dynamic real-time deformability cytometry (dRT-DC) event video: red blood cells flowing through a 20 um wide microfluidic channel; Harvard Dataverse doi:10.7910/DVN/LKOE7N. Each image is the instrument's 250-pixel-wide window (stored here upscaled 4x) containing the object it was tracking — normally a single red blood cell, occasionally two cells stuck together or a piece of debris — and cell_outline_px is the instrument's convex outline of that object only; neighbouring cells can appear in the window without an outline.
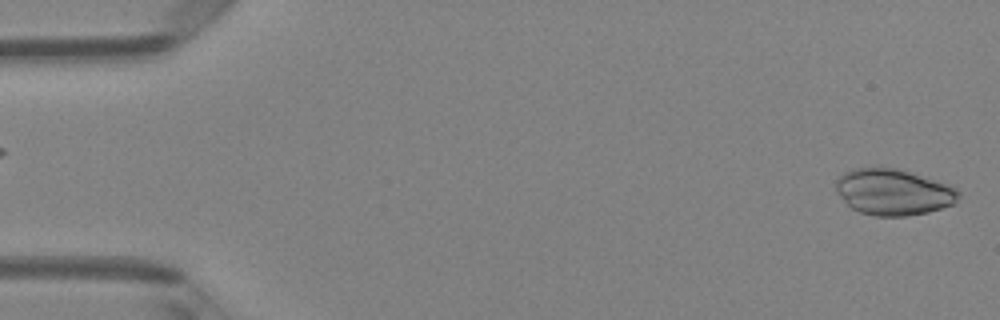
{"species": "Egyptian fruit bat (a non-hibernating species)", "species_latin": "Rousettus aegyptiacus", "temperature_condition": "room temperature", "stored_images_in_passage": 2, "camera_frame_rate_fps": 3000, "um_per_image_px": 0.085, "animal": {"sex": "female"}, "frame": {"image": 1, "passage_image": 2, "time_ms": 0.333, "image_size_px": [1000, 320], "cell_outline_px": [[960, 196], [956, 204], [928, 212], [908, 216], [872, 216], [860, 212], [852, 208], [836, 192], [836, 180], [844, 172], [856, 168], [896, 168], [936, 180], [956, 188], [960, 192]], "centroid_in_image_um": [75.96, 16.34], "position_along_channel_um": 9.0, "area_um2": 32.95}}